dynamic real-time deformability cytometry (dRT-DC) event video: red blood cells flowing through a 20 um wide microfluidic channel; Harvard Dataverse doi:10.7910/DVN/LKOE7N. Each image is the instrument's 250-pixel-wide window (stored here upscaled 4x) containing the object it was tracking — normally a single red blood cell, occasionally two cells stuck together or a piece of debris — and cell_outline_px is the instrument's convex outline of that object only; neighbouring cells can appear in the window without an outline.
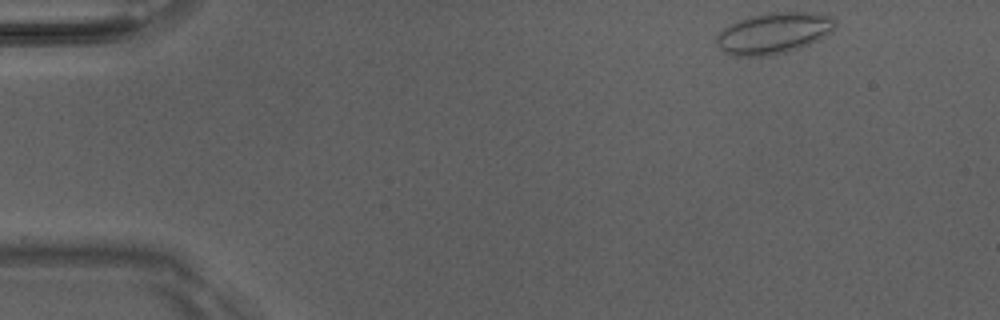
{"species": "Egyptian fruit bat (a non-hibernating species)", "species_latin": "Rousettus aegyptiacus", "temperature_condition": "room temperature", "stored_images_in_passage": 46, "camera_frame_rate_fps": 3000, "um_per_image_px": 0.085, "animal": {"sex": "male"}, "frame": {"image": 1, "passage_image": 1, "time_ms": 0.0, "image_size_px": [1000, 320], "cell_outline_px": [[836, 24], [832, 32], [800, 48], [768, 56], [732, 56], [724, 52], [716, 44], [716, 36], [724, 28], [740, 20], [752, 16], [768, 12], [812, 12], [832, 16], [836, 20]], "centroid_in_image_um": [65.77, 2.82], "position_along_channel_um": 19.2, "area_um2": 28.38}}
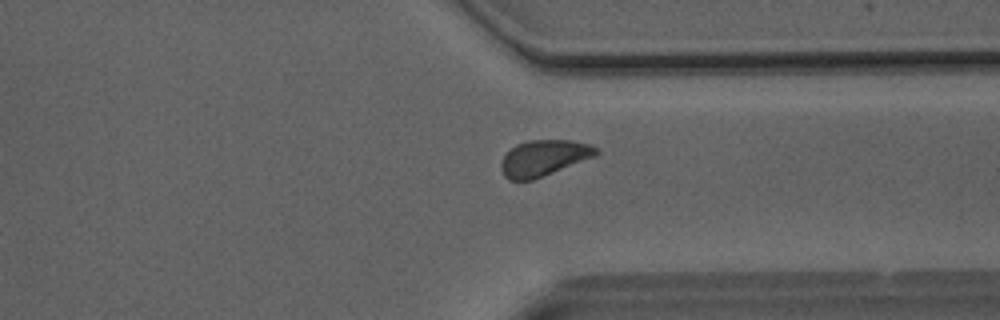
{"frame": {"image": 2, "passage_image": 34, "time_ms": 11.0, "image_size_px": [1000, 320], "cell_outline_px": [[600, 152], [596, 156], [532, 180], [508, 180], [504, 176], [500, 168], [500, 164], [504, 156], [516, 144], [528, 140], [572, 140], [588, 144], [596, 148]], "centroid_in_image_um": [46.21, 13.43], "position_along_channel_um": 365.2, "area_um2": 19.83}}
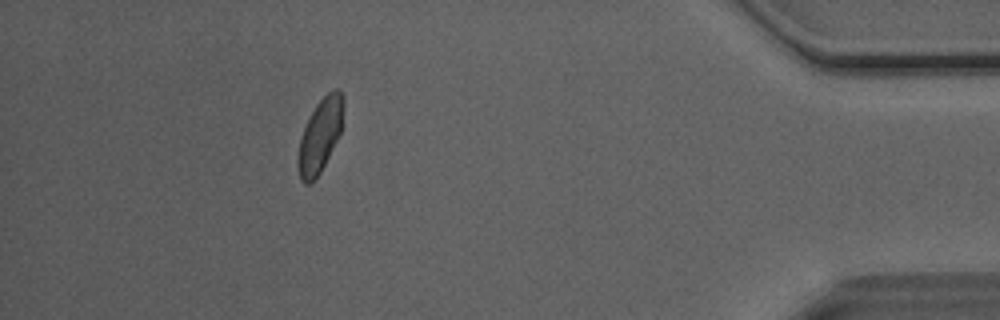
{"frame": {"image": 3, "passage_image": 41, "time_ms": 13.333, "image_size_px": [1000, 320], "cell_outline_px": [[344, 104], [340, 132], [320, 172], [308, 184], [304, 184], [300, 180], [296, 160], [300, 136], [316, 104], [332, 88], [340, 88], [344, 96]], "centroid_in_image_um": [27.19, 11.48], "position_along_channel_um": 408.0, "area_um2": 19.31}, "authors_computed_cell_mechanics": {"area_um2": 20.1433, "velocity_mm_per_s": 4.0633, "shape_relaxation_time_tau1_ms": 3.6421, "shape_relaxation_time_tau2_ms": 1.1093, "deformation_change_tau1": 0.0916, "deformation_change_tau2": 0.0437}}